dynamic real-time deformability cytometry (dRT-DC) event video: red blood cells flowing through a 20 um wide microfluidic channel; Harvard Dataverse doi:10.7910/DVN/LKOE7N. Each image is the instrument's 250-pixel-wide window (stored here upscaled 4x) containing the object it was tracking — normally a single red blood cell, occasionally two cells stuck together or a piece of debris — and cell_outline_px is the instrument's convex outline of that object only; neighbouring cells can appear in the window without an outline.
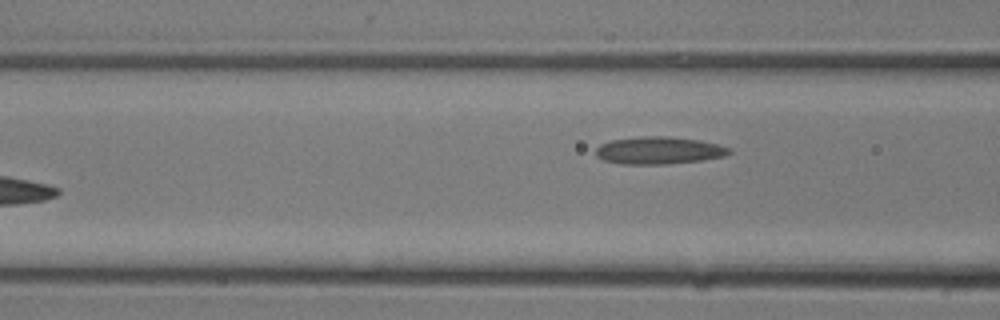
{"species": "common noctule bat (a hibernating species)", "species_latin": "Nyctalus noctula", "temperature_condition": "room temperature", "stored_images_in_passage": 10, "segment_of_instrument_passage": [2, 2], "camera_frame_rate_fps": 3000, "um_per_image_px": 0.085, "animal": {"sex": "male", "body_mass_g": 13.3}, "frame": {"image": 1, "passage_image": 10, "time_ms": 3.0, "image_size_px": [1000, 320], "cell_outline_px": [[732, 152], [724, 156], [700, 160], [664, 164], [624, 164], [604, 160], [596, 156], [596, 148], [600, 144], [612, 140], [648, 136], [668, 136], [696, 140], [716, 144], [728, 148]], "centroid_in_image_um": [55.96, 12.79], "position_along_channel_um": 110.6, "area_um2": 20.87}}